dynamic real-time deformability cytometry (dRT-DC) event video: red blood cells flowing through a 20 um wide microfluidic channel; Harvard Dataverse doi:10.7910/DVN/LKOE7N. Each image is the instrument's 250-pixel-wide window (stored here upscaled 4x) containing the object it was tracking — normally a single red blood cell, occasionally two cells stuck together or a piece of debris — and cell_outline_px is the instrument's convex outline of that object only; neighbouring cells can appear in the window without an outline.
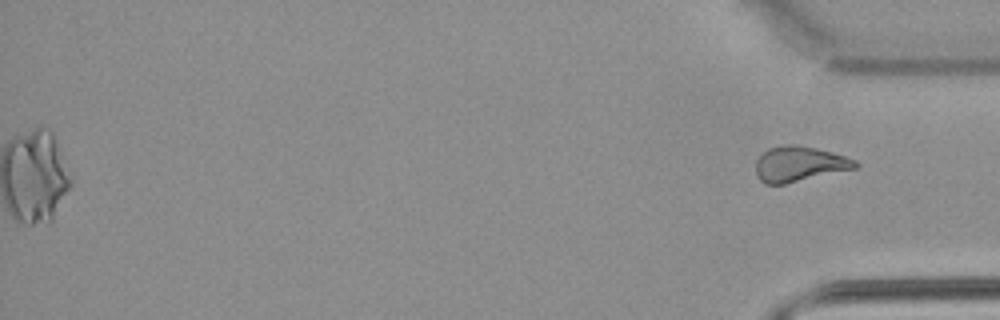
{"species": "common noctule bat (a hibernating species)", "species_latin": "Nyctalus noctula", "temperature_condition": "warm", "stored_images_in_passage": 53, "camera_frame_rate_fps": 3000, "um_per_image_px": 0.085, "animal": {"sex": "male", "body_mass_g": 21.5, "forearm_length_mm": 52.0}, "frame": {"image": 1, "passage_image": 53, "time_ms": 17.333, "image_size_px": [1000, 320], "cell_outline_px": [[860, 164], [856, 168], [784, 184], [764, 184], [760, 180], [756, 172], [756, 160], [768, 148], [784, 144], [796, 144], [816, 148], [832, 152], [856, 160]], "centroid_in_image_um": [67.94, 13.93], "position_along_channel_um": 367.3, "area_um2": 20.4}}